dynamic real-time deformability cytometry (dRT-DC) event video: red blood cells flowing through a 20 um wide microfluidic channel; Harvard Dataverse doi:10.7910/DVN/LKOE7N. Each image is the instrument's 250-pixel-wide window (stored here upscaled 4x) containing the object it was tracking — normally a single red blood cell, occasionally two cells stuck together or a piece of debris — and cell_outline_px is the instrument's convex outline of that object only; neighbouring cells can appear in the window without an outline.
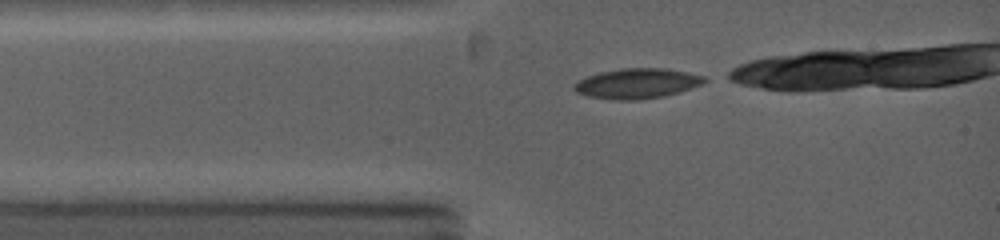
{"species": "common noctule bat (a hibernating species)", "species_latin": "Nyctalus noctula", "temperature_condition": "warm", "stored_images_in_passage": 32, "camera_frame_rate_fps": 5000, "um_per_image_px": 0.085, "animal": {"sex": "female", "body_mass_g": 19.0, "forearm_length_mm": 53.3}, "frame": {"image": 1, "passage_image": 1, "time_ms": 0.0, "image_size_px": [1000, 240], "cell_outline_px": [[712, 80], [704, 84], [680, 92], [664, 96], [636, 100], [612, 100], [588, 96], [576, 92], [572, 88], [572, 84], [588, 76], [600, 72], [620, 68], [664, 68], [688, 72], [704, 76]], "centroid_in_image_um": [54.2, 7.09], "position_along_channel_um": 30.8, "area_um2": 23.18}, "authors_computed_cell_mechanics": {"area_um2": 22.3975, "velocity_mm_per_s": 4.2611, "shape_relaxation_time_tau1_ms": 5.7195, "shape_relaxation_time_tau2_ms": 1.5152, "deformation_change_tau1": 0.2145, "deformation_change_tau2": 0.0294}}